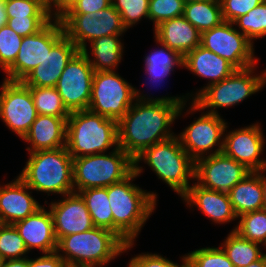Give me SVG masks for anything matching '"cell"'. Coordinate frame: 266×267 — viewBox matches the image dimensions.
<instances>
[{"label": "cell", "mask_w": 266, "mask_h": 267, "mask_svg": "<svg viewBox=\"0 0 266 267\" xmlns=\"http://www.w3.org/2000/svg\"><path fill=\"white\" fill-rule=\"evenodd\" d=\"M1 267H28V258L3 260Z\"/></svg>", "instance_id": "obj_48"}, {"label": "cell", "mask_w": 266, "mask_h": 267, "mask_svg": "<svg viewBox=\"0 0 266 267\" xmlns=\"http://www.w3.org/2000/svg\"><path fill=\"white\" fill-rule=\"evenodd\" d=\"M22 38L7 24L0 27V68L4 72L15 62Z\"/></svg>", "instance_id": "obj_36"}, {"label": "cell", "mask_w": 266, "mask_h": 267, "mask_svg": "<svg viewBox=\"0 0 266 267\" xmlns=\"http://www.w3.org/2000/svg\"><path fill=\"white\" fill-rule=\"evenodd\" d=\"M238 218L240 221L233 231L266 247V208L243 214Z\"/></svg>", "instance_id": "obj_32"}, {"label": "cell", "mask_w": 266, "mask_h": 267, "mask_svg": "<svg viewBox=\"0 0 266 267\" xmlns=\"http://www.w3.org/2000/svg\"><path fill=\"white\" fill-rule=\"evenodd\" d=\"M142 170L141 166L134 165V171L127 178L108 186L113 232L125 243L135 241L156 207L157 194L146 192L132 183Z\"/></svg>", "instance_id": "obj_2"}, {"label": "cell", "mask_w": 266, "mask_h": 267, "mask_svg": "<svg viewBox=\"0 0 266 267\" xmlns=\"http://www.w3.org/2000/svg\"><path fill=\"white\" fill-rule=\"evenodd\" d=\"M185 3H188V2H194V1H202V0H183Z\"/></svg>", "instance_id": "obj_53"}, {"label": "cell", "mask_w": 266, "mask_h": 267, "mask_svg": "<svg viewBox=\"0 0 266 267\" xmlns=\"http://www.w3.org/2000/svg\"><path fill=\"white\" fill-rule=\"evenodd\" d=\"M3 1L4 0H0V27L5 25L7 22V15L5 8L3 7Z\"/></svg>", "instance_id": "obj_49"}, {"label": "cell", "mask_w": 266, "mask_h": 267, "mask_svg": "<svg viewBox=\"0 0 266 267\" xmlns=\"http://www.w3.org/2000/svg\"><path fill=\"white\" fill-rule=\"evenodd\" d=\"M2 262H3V259H2V258H0V267H1V265H2Z\"/></svg>", "instance_id": "obj_54"}, {"label": "cell", "mask_w": 266, "mask_h": 267, "mask_svg": "<svg viewBox=\"0 0 266 267\" xmlns=\"http://www.w3.org/2000/svg\"><path fill=\"white\" fill-rule=\"evenodd\" d=\"M65 35L79 48L87 47L86 40L123 35L124 26L121 14L111 5L106 9L92 13H65L60 19Z\"/></svg>", "instance_id": "obj_9"}, {"label": "cell", "mask_w": 266, "mask_h": 267, "mask_svg": "<svg viewBox=\"0 0 266 267\" xmlns=\"http://www.w3.org/2000/svg\"><path fill=\"white\" fill-rule=\"evenodd\" d=\"M79 48L64 34L47 52L42 63L21 82L27 87H55L66 65Z\"/></svg>", "instance_id": "obj_19"}, {"label": "cell", "mask_w": 266, "mask_h": 267, "mask_svg": "<svg viewBox=\"0 0 266 267\" xmlns=\"http://www.w3.org/2000/svg\"><path fill=\"white\" fill-rule=\"evenodd\" d=\"M65 34L59 19H51L36 34L22 38L15 62L4 72L5 80L22 81L50 52L52 46Z\"/></svg>", "instance_id": "obj_12"}, {"label": "cell", "mask_w": 266, "mask_h": 267, "mask_svg": "<svg viewBox=\"0 0 266 267\" xmlns=\"http://www.w3.org/2000/svg\"><path fill=\"white\" fill-rule=\"evenodd\" d=\"M112 146L118 147L116 120L89 110L70 113L66 148L72 158L106 153Z\"/></svg>", "instance_id": "obj_5"}, {"label": "cell", "mask_w": 266, "mask_h": 267, "mask_svg": "<svg viewBox=\"0 0 266 267\" xmlns=\"http://www.w3.org/2000/svg\"><path fill=\"white\" fill-rule=\"evenodd\" d=\"M66 267H81V266H70V265H66Z\"/></svg>", "instance_id": "obj_55"}, {"label": "cell", "mask_w": 266, "mask_h": 267, "mask_svg": "<svg viewBox=\"0 0 266 267\" xmlns=\"http://www.w3.org/2000/svg\"><path fill=\"white\" fill-rule=\"evenodd\" d=\"M38 1L45 6V9H46V11L48 13V1L49 0H38Z\"/></svg>", "instance_id": "obj_52"}, {"label": "cell", "mask_w": 266, "mask_h": 267, "mask_svg": "<svg viewBox=\"0 0 266 267\" xmlns=\"http://www.w3.org/2000/svg\"><path fill=\"white\" fill-rule=\"evenodd\" d=\"M183 67L199 77L208 79L206 87L224 80L237 70L226 59L201 45L183 57Z\"/></svg>", "instance_id": "obj_25"}, {"label": "cell", "mask_w": 266, "mask_h": 267, "mask_svg": "<svg viewBox=\"0 0 266 267\" xmlns=\"http://www.w3.org/2000/svg\"><path fill=\"white\" fill-rule=\"evenodd\" d=\"M184 7L183 0H149V20L155 28L163 21L183 16Z\"/></svg>", "instance_id": "obj_38"}, {"label": "cell", "mask_w": 266, "mask_h": 267, "mask_svg": "<svg viewBox=\"0 0 266 267\" xmlns=\"http://www.w3.org/2000/svg\"><path fill=\"white\" fill-rule=\"evenodd\" d=\"M141 161L180 197L191 186L189 180L195 179V161L183 149L177 135L145 149L134 159V165Z\"/></svg>", "instance_id": "obj_6"}, {"label": "cell", "mask_w": 266, "mask_h": 267, "mask_svg": "<svg viewBox=\"0 0 266 267\" xmlns=\"http://www.w3.org/2000/svg\"><path fill=\"white\" fill-rule=\"evenodd\" d=\"M182 198L189 207L197 206L203 214L215 223L224 224L238 218L228 193L209 190L195 182Z\"/></svg>", "instance_id": "obj_22"}, {"label": "cell", "mask_w": 266, "mask_h": 267, "mask_svg": "<svg viewBox=\"0 0 266 267\" xmlns=\"http://www.w3.org/2000/svg\"><path fill=\"white\" fill-rule=\"evenodd\" d=\"M7 18L50 17L38 0H4Z\"/></svg>", "instance_id": "obj_39"}, {"label": "cell", "mask_w": 266, "mask_h": 267, "mask_svg": "<svg viewBox=\"0 0 266 267\" xmlns=\"http://www.w3.org/2000/svg\"><path fill=\"white\" fill-rule=\"evenodd\" d=\"M233 23L252 43L254 39L264 38L266 36V0L247 14L237 18Z\"/></svg>", "instance_id": "obj_33"}, {"label": "cell", "mask_w": 266, "mask_h": 267, "mask_svg": "<svg viewBox=\"0 0 266 267\" xmlns=\"http://www.w3.org/2000/svg\"><path fill=\"white\" fill-rule=\"evenodd\" d=\"M28 267H66V264L58 252H53L36 259H28Z\"/></svg>", "instance_id": "obj_45"}, {"label": "cell", "mask_w": 266, "mask_h": 267, "mask_svg": "<svg viewBox=\"0 0 266 267\" xmlns=\"http://www.w3.org/2000/svg\"><path fill=\"white\" fill-rule=\"evenodd\" d=\"M264 172H250L229 192L231 205L239 217L243 214L265 209Z\"/></svg>", "instance_id": "obj_26"}, {"label": "cell", "mask_w": 266, "mask_h": 267, "mask_svg": "<svg viewBox=\"0 0 266 267\" xmlns=\"http://www.w3.org/2000/svg\"><path fill=\"white\" fill-rule=\"evenodd\" d=\"M38 114L69 118L70 112L63 104L55 87H28Z\"/></svg>", "instance_id": "obj_31"}, {"label": "cell", "mask_w": 266, "mask_h": 267, "mask_svg": "<svg viewBox=\"0 0 266 267\" xmlns=\"http://www.w3.org/2000/svg\"><path fill=\"white\" fill-rule=\"evenodd\" d=\"M108 154L98 153L73 158L75 192L108 187L124 180L134 171V160L120 147H115Z\"/></svg>", "instance_id": "obj_8"}, {"label": "cell", "mask_w": 266, "mask_h": 267, "mask_svg": "<svg viewBox=\"0 0 266 267\" xmlns=\"http://www.w3.org/2000/svg\"><path fill=\"white\" fill-rule=\"evenodd\" d=\"M145 71L149 76L148 79H150V83H153L154 85L155 83H159L158 85H160L162 81L164 82V78L169 76L173 70L171 68L145 67Z\"/></svg>", "instance_id": "obj_47"}, {"label": "cell", "mask_w": 266, "mask_h": 267, "mask_svg": "<svg viewBox=\"0 0 266 267\" xmlns=\"http://www.w3.org/2000/svg\"><path fill=\"white\" fill-rule=\"evenodd\" d=\"M0 88V118L23 139L38 116L30 89L21 81L5 79Z\"/></svg>", "instance_id": "obj_14"}, {"label": "cell", "mask_w": 266, "mask_h": 267, "mask_svg": "<svg viewBox=\"0 0 266 267\" xmlns=\"http://www.w3.org/2000/svg\"><path fill=\"white\" fill-rule=\"evenodd\" d=\"M183 17L201 33L223 22L220 0L185 3Z\"/></svg>", "instance_id": "obj_28"}, {"label": "cell", "mask_w": 266, "mask_h": 267, "mask_svg": "<svg viewBox=\"0 0 266 267\" xmlns=\"http://www.w3.org/2000/svg\"><path fill=\"white\" fill-rule=\"evenodd\" d=\"M112 5L111 0H76L66 13H92Z\"/></svg>", "instance_id": "obj_44"}, {"label": "cell", "mask_w": 266, "mask_h": 267, "mask_svg": "<svg viewBox=\"0 0 266 267\" xmlns=\"http://www.w3.org/2000/svg\"><path fill=\"white\" fill-rule=\"evenodd\" d=\"M155 41L162 46V48L146 55L144 60L145 67L171 68L174 70L176 66H183V57L177 51L160 43L156 38Z\"/></svg>", "instance_id": "obj_40"}, {"label": "cell", "mask_w": 266, "mask_h": 267, "mask_svg": "<svg viewBox=\"0 0 266 267\" xmlns=\"http://www.w3.org/2000/svg\"><path fill=\"white\" fill-rule=\"evenodd\" d=\"M29 253L23 238L13 224L0 223V258L21 259ZM25 255V256H23Z\"/></svg>", "instance_id": "obj_34"}, {"label": "cell", "mask_w": 266, "mask_h": 267, "mask_svg": "<svg viewBox=\"0 0 266 267\" xmlns=\"http://www.w3.org/2000/svg\"><path fill=\"white\" fill-rule=\"evenodd\" d=\"M52 18L51 17H26V18H7L6 24L13 29L15 33L22 37L36 34Z\"/></svg>", "instance_id": "obj_41"}, {"label": "cell", "mask_w": 266, "mask_h": 267, "mask_svg": "<svg viewBox=\"0 0 266 267\" xmlns=\"http://www.w3.org/2000/svg\"><path fill=\"white\" fill-rule=\"evenodd\" d=\"M264 202H265V207H266V176L264 173Z\"/></svg>", "instance_id": "obj_51"}, {"label": "cell", "mask_w": 266, "mask_h": 267, "mask_svg": "<svg viewBox=\"0 0 266 267\" xmlns=\"http://www.w3.org/2000/svg\"><path fill=\"white\" fill-rule=\"evenodd\" d=\"M227 127V123L220 115L206 112L202 113L197 120L192 122L177 136H179L178 138L183 149L196 161L205 155L222 152L223 135ZM215 145L218 148L213 152L212 149ZM209 150H211L210 153L208 152Z\"/></svg>", "instance_id": "obj_15"}, {"label": "cell", "mask_w": 266, "mask_h": 267, "mask_svg": "<svg viewBox=\"0 0 266 267\" xmlns=\"http://www.w3.org/2000/svg\"><path fill=\"white\" fill-rule=\"evenodd\" d=\"M187 267H234L221 247H205L186 255Z\"/></svg>", "instance_id": "obj_35"}, {"label": "cell", "mask_w": 266, "mask_h": 267, "mask_svg": "<svg viewBox=\"0 0 266 267\" xmlns=\"http://www.w3.org/2000/svg\"><path fill=\"white\" fill-rule=\"evenodd\" d=\"M13 225L23 238L28 252L33 248L39 249L43 254L57 251L58 240L55 236L53 216L44 206Z\"/></svg>", "instance_id": "obj_20"}, {"label": "cell", "mask_w": 266, "mask_h": 267, "mask_svg": "<svg viewBox=\"0 0 266 267\" xmlns=\"http://www.w3.org/2000/svg\"><path fill=\"white\" fill-rule=\"evenodd\" d=\"M264 0H220L223 21L234 22Z\"/></svg>", "instance_id": "obj_42"}, {"label": "cell", "mask_w": 266, "mask_h": 267, "mask_svg": "<svg viewBox=\"0 0 266 267\" xmlns=\"http://www.w3.org/2000/svg\"><path fill=\"white\" fill-rule=\"evenodd\" d=\"M62 197V200L51 202L49 206L58 241L67 235L85 232L94 227L86 203L79 193L73 192Z\"/></svg>", "instance_id": "obj_18"}, {"label": "cell", "mask_w": 266, "mask_h": 267, "mask_svg": "<svg viewBox=\"0 0 266 267\" xmlns=\"http://www.w3.org/2000/svg\"><path fill=\"white\" fill-rule=\"evenodd\" d=\"M28 190L31 189L19 177L11 183L0 185L1 224H14L42 207Z\"/></svg>", "instance_id": "obj_21"}, {"label": "cell", "mask_w": 266, "mask_h": 267, "mask_svg": "<svg viewBox=\"0 0 266 267\" xmlns=\"http://www.w3.org/2000/svg\"><path fill=\"white\" fill-rule=\"evenodd\" d=\"M134 242L125 243L116 233L93 227L91 230L62 237L57 244L66 265L102 267L126 252ZM63 252L64 254L61 255Z\"/></svg>", "instance_id": "obj_3"}, {"label": "cell", "mask_w": 266, "mask_h": 267, "mask_svg": "<svg viewBox=\"0 0 266 267\" xmlns=\"http://www.w3.org/2000/svg\"><path fill=\"white\" fill-rule=\"evenodd\" d=\"M222 152L244 165L251 172L266 170V160L259 156L264 149L265 137L258 123L225 133Z\"/></svg>", "instance_id": "obj_17"}, {"label": "cell", "mask_w": 266, "mask_h": 267, "mask_svg": "<svg viewBox=\"0 0 266 267\" xmlns=\"http://www.w3.org/2000/svg\"><path fill=\"white\" fill-rule=\"evenodd\" d=\"M182 257V265H178V263H174L159 254L142 253L132 257L128 263V267H187L186 254Z\"/></svg>", "instance_id": "obj_43"}, {"label": "cell", "mask_w": 266, "mask_h": 267, "mask_svg": "<svg viewBox=\"0 0 266 267\" xmlns=\"http://www.w3.org/2000/svg\"><path fill=\"white\" fill-rule=\"evenodd\" d=\"M75 2L76 0H49L48 15L52 19H60L72 7ZM53 7L55 8L54 11Z\"/></svg>", "instance_id": "obj_46"}, {"label": "cell", "mask_w": 266, "mask_h": 267, "mask_svg": "<svg viewBox=\"0 0 266 267\" xmlns=\"http://www.w3.org/2000/svg\"><path fill=\"white\" fill-rule=\"evenodd\" d=\"M93 76L94 69L82 51L66 65L55 88L70 113L88 110Z\"/></svg>", "instance_id": "obj_13"}, {"label": "cell", "mask_w": 266, "mask_h": 267, "mask_svg": "<svg viewBox=\"0 0 266 267\" xmlns=\"http://www.w3.org/2000/svg\"><path fill=\"white\" fill-rule=\"evenodd\" d=\"M234 23L223 21L218 26L201 33V46L226 59L236 69L256 66L253 43Z\"/></svg>", "instance_id": "obj_11"}, {"label": "cell", "mask_w": 266, "mask_h": 267, "mask_svg": "<svg viewBox=\"0 0 266 267\" xmlns=\"http://www.w3.org/2000/svg\"><path fill=\"white\" fill-rule=\"evenodd\" d=\"M154 37L182 57L201 45V32L183 16L161 22L154 28Z\"/></svg>", "instance_id": "obj_24"}, {"label": "cell", "mask_w": 266, "mask_h": 267, "mask_svg": "<svg viewBox=\"0 0 266 267\" xmlns=\"http://www.w3.org/2000/svg\"><path fill=\"white\" fill-rule=\"evenodd\" d=\"M78 193L86 203L94 227L113 232V215L108 199V187L88 188Z\"/></svg>", "instance_id": "obj_29"}, {"label": "cell", "mask_w": 266, "mask_h": 267, "mask_svg": "<svg viewBox=\"0 0 266 267\" xmlns=\"http://www.w3.org/2000/svg\"><path fill=\"white\" fill-rule=\"evenodd\" d=\"M112 6L121 14L124 26L128 29L143 17L149 19V0H111Z\"/></svg>", "instance_id": "obj_37"}, {"label": "cell", "mask_w": 266, "mask_h": 267, "mask_svg": "<svg viewBox=\"0 0 266 267\" xmlns=\"http://www.w3.org/2000/svg\"><path fill=\"white\" fill-rule=\"evenodd\" d=\"M67 119L38 114L22 140L31 144L26 150L36 152L66 146Z\"/></svg>", "instance_id": "obj_23"}, {"label": "cell", "mask_w": 266, "mask_h": 267, "mask_svg": "<svg viewBox=\"0 0 266 267\" xmlns=\"http://www.w3.org/2000/svg\"><path fill=\"white\" fill-rule=\"evenodd\" d=\"M121 35H110L94 39L90 42L91 53L94 56L90 58L88 49L85 47L81 50L86 56L94 69V72L115 71L123 56V43ZM116 67V68H115Z\"/></svg>", "instance_id": "obj_27"}, {"label": "cell", "mask_w": 266, "mask_h": 267, "mask_svg": "<svg viewBox=\"0 0 266 267\" xmlns=\"http://www.w3.org/2000/svg\"><path fill=\"white\" fill-rule=\"evenodd\" d=\"M19 178L31 189L66 195L75 192L73 186V158L66 146L29 153Z\"/></svg>", "instance_id": "obj_4"}, {"label": "cell", "mask_w": 266, "mask_h": 267, "mask_svg": "<svg viewBox=\"0 0 266 267\" xmlns=\"http://www.w3.org/2000/svg\"><path fill=\"white\" fill-rule=\"evenodd\" d=\"M220 247L234 267H246L265 255L261 253L259 243L247 240L233 230Z\"/></svg>", "instance_id": "obj_30"}, {"label": "cell", "mask_w": 266, "mask_h": 267, "mask_svg": "<svg viewBox=\"0 0 266 267\" xmlns=\"http://www.w3.org/2000/svg\"><path fill=\"white\" fill-rule=\"evenodd\" d=\"M246 267H266V254L259 260L250 263L248 266Z\"/></svg>", "instance_id": "obj_50"}, {"label": "cell", "mask_w": 266, "mask_h": 267, "mask_svg": "<svg viewBox=\"0 0 266 267\" xmlns=\"http://www.w3.org/2000/svg\"><path fill=\"white\" fill-rule=\"evenodd\" d=\"M186 97L145 98L134 89L133 105L117 122L118 147L134 160L150 146L173 137L170 126L183 112Z\"/></svg>", "instance_id": "obj_1"}, {"label": "cell", "mask_w": 266, "mask_h": 267, "mask_svg": "<svg viewBox=\"0 0 266 267\" xmlns=\"http://www.w3.org/2000/svg\"><path fill=\"white\" fill-rule=\"evenodd\" d=\"M251 171L223 152L195 161V181L203 188L228 193Z\"/></svg>", "instance_id": "obj_16"}, {"label": "cell", "mask_w": 266, "mask_h": 267, "mask_svg": "<svg viewBox=\"0 0 266 267\" xmlns=\"http://www.w3.org/2000/svg\"><path fill=\"white\" fill-rule=\"evenodd\" d=\"M237 69L224 80L203 87L192 96V106L189 112L208 110L206 112L219 115L217 108H227L243 102L252 94L259 92L266 85V70L255 76L254 68Z\"/></svg>", "instance_id": "obj_7"}, {"label": "cell", "mask_w": 266, "mask_h": 267, "mask_svg": "<svg viewBox=\"0 0 266 267\" xmlns=\"http://www.w3.org/2000/svg\"><path fill=\"white\" fill-rule=\"evenodd\" d=\"M134 89L115 71L94 72L88 110L118 122L135 101Z\"/></svg>", "instance_id": "obj_10"}]
</instances>
